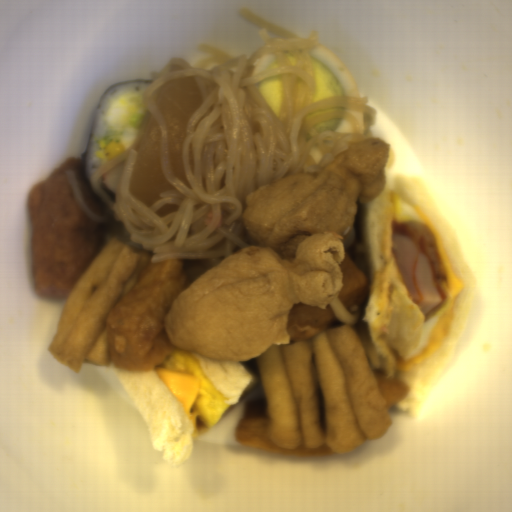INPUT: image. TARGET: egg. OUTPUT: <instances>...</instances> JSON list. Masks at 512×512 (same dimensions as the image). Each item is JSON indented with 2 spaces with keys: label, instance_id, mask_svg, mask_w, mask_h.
<instances>
[{
  "label": "egg",
  "instance_id": "581b19a8",
  "mask_svg": "<svg viewBox=\"0 0 512 512\" xmlns=\"http://www.w3.org/2000/svg\"><path fill=\"white\" fill-rule=\"evenodd\" d=\"M267 104L279 117L281 102L283 98V85L280 77L263 79L255 84Z\"/></svg>",
  "mask_w": 512,
  "mask_h": 512
},
{
  "label": "egg",
  "instance_id": "465d88aa",
  "mask_svg": "<svg viewBox=\"0 0 512 512\" xmlns=\"http://www.w3.org/2000/svg\"><path fill=\"white\" fill-rule=\"evenodd\" d=\"M312 127L316 132H320L323 130H331L338 134H353L354 132L350 122L346 121L343 118H333L321 121Z\"/></svg>",
  "mask_w": 512,
  "mask_h": 512
},
{
  "label": "egg",
  "instance_id": "535e4f2a",
  "mask_svg": "<svg viewBox=\"0 0 512 512\" xmlns=\"http://www.w3.org/2000/svg\"><path fill=\"white\" fill-rule=\"evenodd\" d=\"M392 204L394 209L395 222L396 221H419V216L416 210L407 202L393 193Z\"/></svg>",
  "mask_w": 512,
  "mask_h": 512
},
{
  "label": "egg",
  "instance_id": "b2c4e7a5",
  "mask_svg": "<svg viewBox=\"0 0 512 512\" xmlns=\"http://www.w3.org/2000/svg\"><path fill=\"white\" fill-rule=\"evenodd\" d=\"M255 75L271 68H280L273 54H263L261 58L254 63Z\"/></svg>",
  "mask_w": 512,
  "mask_h": 512
},
{
  "label": "egg",
  "instance_id": "db1cbce2",
  "mask_svg": "<svg viewBox=\"0 0 512 512\" xmlns=\"http://www.w3.org/2000/svg\"><path fill=\"white\" fill-rule=\"evenodd\" d=\"M143 95L128 94L117 97L106 114V123L114 131L115 142L123 143V150L132 149L147 113Z\"/></svg>",
  "mask_w": 512,
  "mask_h": 512
},
{
  "label": "egg",
  "instance_id": "2799bb9f",
  "mask_svg": "<svg viewBox=\"0 0 512 512\" xmlns=\"http://www.w3.org/2000/svg\"><path fill=\"white\" fill-rule=\"evenodd\" d=\"M308 55L314 69L315 92L312 104L327 97H360L362 92L358 83L335 53L322 43L308 48Z\"/></svg>",
  "mask_w": 512,
  "mask_h": 512
},
{
  "label": "egg",
  "instance_id": "d2b9013d",
  "mask_svg": "<svg viewBox=\"0 0 512 512\" xmlns=\"http://www.w3.org/2000/svg\"><path fill=\"white\" fill-rule=\"evenodd\" d=\"M442 306L426 319L413 303L399 271L398 283L391 300L388 340L395 353L403 359L417 356L427 344Z\"/></svg>",
  "mask_w": 512,
  "mask_h": 512
}]
</instances>
